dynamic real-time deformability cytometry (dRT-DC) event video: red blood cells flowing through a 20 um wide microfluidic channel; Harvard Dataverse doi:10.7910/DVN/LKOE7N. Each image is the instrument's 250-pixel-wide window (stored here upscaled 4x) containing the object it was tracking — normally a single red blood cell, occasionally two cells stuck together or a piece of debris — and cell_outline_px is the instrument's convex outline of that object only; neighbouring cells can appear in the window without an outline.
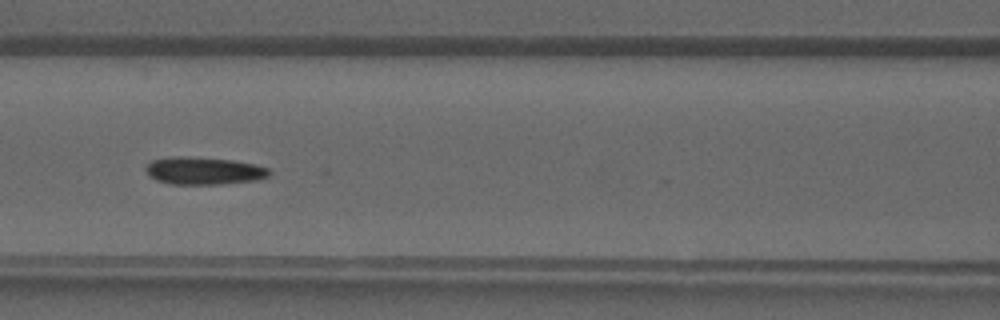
{"species": "common noctule bat (a hibernating species)", "species_latin": "Nyctalus noctula", "temperature_condition": "warm", "stored_images_in_passage": 41, "camera_frame_rate_fps": 3000, "um_per_image_px": 0.085, "animal": {"sex": "male", "forearm_length_mm": 52.5}, "frame": {"image": 1, "passage_image": 18, "time_ms": 5.667, "image_size_px": [1000, 320], "cell_outline_px": [[272, 172], [268, 176], [256, 180], [216, 184], [168, 184], [156, 180], [148, 176], [144, 168], [152, 160], [172, 156], [188, 156], [232, 160], [256, 164], [268, 168]], "centroid_in_image_um": [17.29, 14.51], "position_along_channel_um": 149.3, "area_um2": 19.94}}
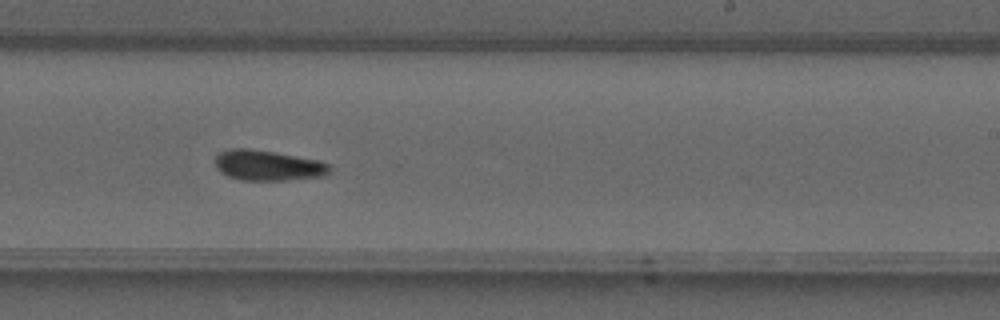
{"frame": {"image": 2, "passage_image": 25, "time_ms": 8.0, "image_size_px": [1000, 320], "cell_outline_px": [[328, 172], [324, 176], [288, 180], [240, 180], [228, 176], [220, 172], [216, 168], [212, 160], [220, 152], [232, 148], [248, 148], [276, 152], [320, 160], [328, 164]], "centroid_in_image_um": [22.71, 14.05], "position_along_channel_um": 266.3, "area_um2": 20.46}}
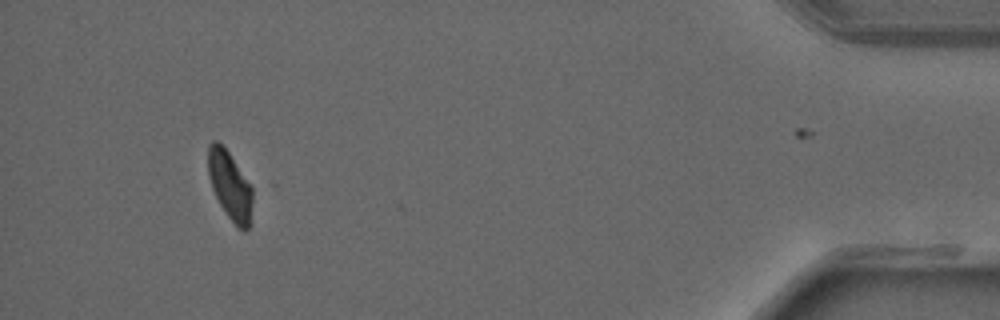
{"frame": {"image": 3, "passage_image": 38, "time_ms": 12.333, "image_size_px": [1000, 320], "cell_outline_px": [[252, 200], [248, 228], [244, 232], [228, 216], [220, 204], [212, 188], [208, 176], [208, 144], [212, 140], [216, 140], [228, 152], [252, 184]], "centroid_in_image_um": [19.53, 15.72], "position_along_channel_um": 415.7, "area_um2": 17.51}}